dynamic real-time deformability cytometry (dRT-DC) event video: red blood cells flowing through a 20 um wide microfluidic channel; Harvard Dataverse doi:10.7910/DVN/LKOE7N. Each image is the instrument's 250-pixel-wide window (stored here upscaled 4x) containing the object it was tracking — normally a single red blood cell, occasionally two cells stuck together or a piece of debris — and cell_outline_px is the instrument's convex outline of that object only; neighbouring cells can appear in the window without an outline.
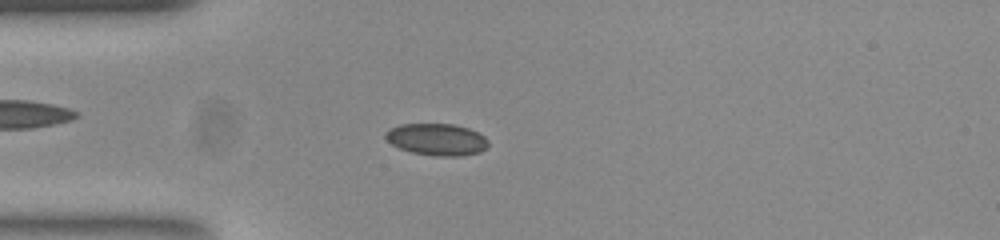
{"species": "common noctule bat (a hibernating species)", "species_latin": "Nyctalus noctula", "temperature_condition": "room temperature", "stored_images_in_passage": 54, "camera_frame_rate_fps": 3000, "um_per_image_px": 0.085, "animal": {"sex": "female", "body_mass_g": 23.0, "forearm_length_mm": 53.4}, "frame": {"image": 1, "passage_image": 14, "time_ms": 4.333, "image_size_px": [1000, 240], "cell_outline_px": [[488, 144], [480, 152], [460, 156], [436, 156], [412, 152], [400, 148], [392, 144], [384, 136], [384, 132], [388, 128], [400, 124], [452, 124], [468, 128], [484, 136], [488, 140]], "centroid_in_image_um": [37.1, 11.84], "position_along_channel_um": 47.9, "area_um2": 19.02}}
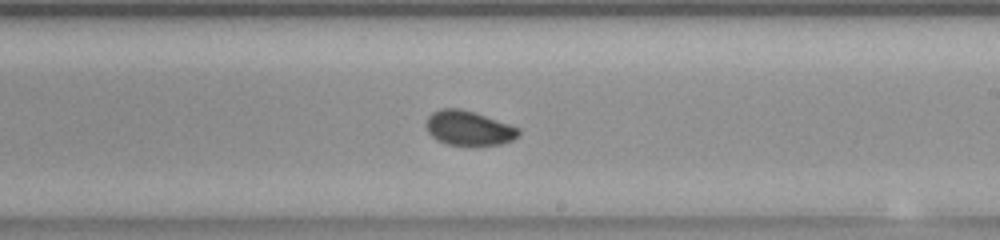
{"frame": {"image": 2, "passage_image": 31, "time_ms": 10.0, "image_size_px": [1000, 240], "cell_outline_px": [[520, 136], [512, 140], [500, 144], [476, 148], [448, 144], [436, 140], [428, 132], [428, 116], [432, 112], [440, 108], [460, 108], [520, 128]], "centroid_in_image_um": [39.86, 10.94], "position_along_channel_um": 249.1, "area_um2": 18.9}}
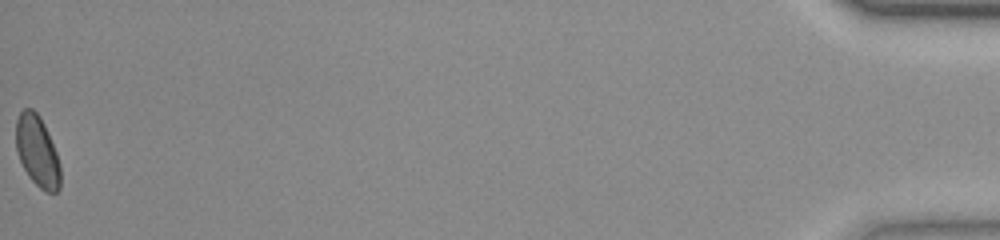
{"frame": {"image": 3, "passage_image": 54, "time_ms": 17.667, "image_size_px": [1000, 240], "cell_outline_px": [[60, 188], [56, 192], [48, 192], [40, 188], [28, 176], [20, 160], [16, 148], [16, 120], [20, 112], [24, 108], [32, 108], [40, 116], [44, 124], [56, 152], [60, 164]], "centroid_in_image_um": [3.17, 12.84], "position_along_channel_um": 432.0, "area_um2": 18.26}, "authors_computed_cell_mechanics": {"area_um2": 18.5538, "velocity_mm_per_s": 3.7631, "shape_relaxation_time_tau1_ms": null, "shape_relaxation_time_tau2_ms": 1.8326, "deformation_change_tau1": null, "deformation_change_tau2": 0.0509}}